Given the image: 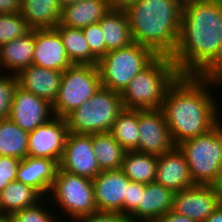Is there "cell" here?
Returning <instances> with one entry per match:
<instances>
[{"instance_id":"6da1fadb","label":"cell","mask_w":222,"mask_h":222,"mask_svg":"<svg viewBox=\"0 0 222 222\" xmlns=\"http://www.w3.org/2000/svg\"><path fill=\"white\" fill-rule=\"evenodd\" d=\"M180 75L222 76V0H184L176 51Z\"/></svg>"},{"instance_id":"7a4b0ae2","label":"cell","mask_w":222,"mask_h":222,"mask_svg":"<svg viewBox=\"0 0 222 222\" xmlns=\"http://www.w3.org/2000/svg\"><path fill=\"white\" fill-rule=\"evenodd\" d=\"M218 85L220 77L197 75H179L170 85L161 109L175 146L206 134L221 121L218 100L210 92Z\"/></svg>"},{"instance_id":"3957f363","label":"cell","mask_w":222,"mask_h":222,"mask_svg":"<svg viewBox=\"0 0 222 222\" xmlns=\"http://www.w3.org/2000/svg\"><path fill=\"white\" fill-rule=\"evenodd\" d=\"M184 0H138L124 10L133 42L157 56L172 57L176 51Z\"/></svg>"},{"instance_id":"277c9868","label":"cell","mask_w":222,"mask_h":222,"mask_svg":"<svg viewBox=\"0 0 222 222\" xmlns=\"http://www.w3.org/2000/svg\"><path fill=\"white\" fill-rule=\"evenodd\" d=\"M179 75L171 57L157 56L121 93L124 109H161L168 88Z\"/></svg>"},{"instance_id":"5b68a950","label":"cell","mask_w":222,"mask_h":222,"mask_svg":"<svg viewBox=\"0 0 222 222\" xmlns=\"http://www.w3.org/2000/svg\"><path fill=\"white\" fill-rule=\"evenodd\" d=\"M194 184L213 185L222 171V120L209 132L177 145Z\"/></svg>"},{"instance_id":"8992f818","label":"cell","mask_w":222,"mask_h":222,"mask_svg":"<svg viewBox=\"0 0 222 222\" xmlns=\"http://www.w3.org/2000/svg\"><path fill=\"white\" fill-rule=\"evenodd\" d=\"M123 110L121 93L101 87L81 107L65 117L68 131L87 135L110 132Z\"/></svg>"},{"instance_id":"52a82bcc","label":"cell","mask_w":222,"mask_h":222,"mask_svg":"<svg viewBox=\"0 0 222 222\" xmlns=\"http://www.w3.org/2000/svg\"><path fill=\"white\" fill-rule=\"evenodd\" d=\"M156 57L151 49L136 42L109 51L97 64L101 87L122 93L130 81Z\"/></svg>"},{"instance_id":"ba28073f","label":"cell","mask_w":222,"mask_h":222,"mask_svg":"<svg viewBox=\"0 0 222 222\" xmlns=\"http://www.w3.org/2000/svg\"><path fill=\"white\" fill-rule=\"evenodd\" d=\"M48 196L47 202H56L53 208L60 206L59 210L65 212L63 216L69 215L71 222H78L97 210L92 180L67 173L59 167Z\"/></svg>"},{"instance_id":"9c48e42d","label":"cell","mask_w":222,"mask_h":222,"mask_svg":"<svg viewBox=\"0 0 222 222\" xmlns=\"http://www.w3.org/2000/svg\"><path fill=\"white\" fill-rule=\"evenodd\" d=\"M101 88L97 65L73 64L64 70L60 88L52 105L54 116L65 118L81 107Z\"/></svg>"},{"instance_id":"30bf717a","label":"cell","mask_w":222,"mask_h":222,"mask_svg":"<svg viewBox=\"0 0 222 222\" xmlns=\"http://www.w3.org/2000/svg\"><path fill=\"white\" fill-rule=\"evenodd\" d=\"M138 128V147L134 151L159 156L175 147L162 109L138 110Z\"/></svg>"},{"instance_id":"8fae6325","label":"cell","mask_w":222,"mask_h":222,"mask_svg":"<svg viewBox=\"0 0 222 222\" xmlns=\"http://www.w3.org/2000/svg\"><path fill=\"white\" fill-rule=\"evenodd\" d=\"M68 133L65 118L52 117L48 122L29 132L27 156L50 158L59 165Z\"/></svg>"},{"instance_id":"7c38bea8","label":"cell","mask_w":222,"mask_h":222,"mask_svg":"<svg viewBox=\"0 0 222 222\" xmlns=\"http://www.w3.org/2000/svg\"><path fill=\"white\" fill-rule=\"evenodd\" d=\"M59 168L67 173L93 179L101 172L93 151L92 135L69 132Z\"/></svg>"},{"instance_id":"4fadbf2b","label":"cell","mask_w":222,"mask_h":222,"mask_svg":"<svg viewBox=\"0 0 222 222\" xmlns=\"http://www.w3.org/2000/svg\"><path fill=\"white\" fill-rule=\"evenodd\" d=\"M220 205L219 197L213 185L195 184L175 192L172 210L196 222L207 219Z\"/></svg>"},{"instance_id":"5bb4252c","label":"cell","mask_w":222,"mask_h":222,"mask_svg":"<svg viewBox=\"0 0 222 222\" xmlns=\"http://www.w3.org/2000/svg\"><path fill=\"white\" fill-rule=\"evenodd\" d=\"M54 117L52 104L17 87L9 118L21 129L31 132Z\"/></svg>"},{"instance_id":"9a60e30c","label":"cell","mask_w":222,"mask_h":222,"mask_svg":"<svg viewBox=\"0 0 222 222\" xmlns=\"http://www.w3.org/2000/svg\"><path fill=\"white\" fill-rule=\"evenodd\" d=\"M130 181L121 169L98 173L92 179L97 210L120 212L124 215V200Z\"/></svg>"},{"instance_id":"2e32d148","label":"cell","mask_w":222,"mask_h":222,"mask_svg":"<svg viewBox=\"0 0 222 222\" xmlns=\"http://www.w3.org/2000/svg\"><path fill=\"white\" fill-rule=\"evenodd\" d=\"M32 64L62 72L73 65L66 54L62 38L55 28L35 29Z\"/></svg>"},{"instance_id":"e0dca14e","label":"cell","mask_w":222,"mask_h":222,"mask_svg":"<svg viewBox=\"0 0 222 222\" xmlns=\"http://www.w3.org/2000/svg\"><path fill=\"white\" fill-rule=\"evenodd\" d=\"M155 182L174 192L195 185L189 173L188 163L177 146L157 156Z\"/></svg>"},{"instance_id":"ac0fdd59","label":"cell","mask_w":222,"mask_h":222,"mask_svg":"<svg viewBox=\"0 0 222 222\" xmlns=\"http://www.w3.org/2000/svg\"><path fill=\"white\" fill-rule=\"evenodd\" d=\"M62 71L30 65L17 75L18 87L53 105L60 88Z\"/></svg>"},{"instance_id":"d6986e66","label":"cell","mask_w":222,"mask_h":222,"mask_svg":"<svg viewBox=\"0 0 222 222\" xmlns=\"http://www.w3.org/2000/svg\"><path fill=\"white\" fill-rule=\"evenodd\" d=\"M58 167L59 165L50 158L26 156L20 162L16 180L48 197Z\"/></svg>"},{"instance_id":"ffe728a7","label":"cell","mask_w":222,"mask_h":222,"mask_svg":"<svg viewBox=\"0 0 222 222\" xmlns=\"http://www.w3.org/2000/svg\"><path fill=\"white\" fill-rule=\"evenodd\" d=\"M175 192L157 182L145 184L141 203L128 216L130 220H159L172 210Z\"/></svg>"},{"instance_id":"44dd1931","label":"cell","mask_w":222,"mask_h":222,"mask_svg":"<svg viewBox=\"0 0 222 222\" xmlns=\"http://www.w3.org/2000/svg\"><path fill=\"white\" fill-rule=\"evenodd\" d=\"M35 50V29L25 36L13 39L0 47V68L17 75L32 65Z\"/></svg>"},{"instance_id":"7402d4cb","label":"cell","mask_w":222,"mask_h":222,"mask_svg":"<svg viewBox=\"0 0 222 222\" xmlns=\"http://www.w3.org/2000/svg\"><path fill=\"white\" fill-rule=\"evenodd\" d=\"M110 8L109 0H82L62 9L60 24L82 29L98 23Z\"/></svg>"},{"instance_id":"603a6c76","label":"cell","mask_w":222,"mask_h":222,"mask_svg":"<svg viewBox=\"0 0 222 222\" xmlns=\"http://www.w3.org/2000/svg\"><path fill=\"white\" fill-rule=\"evenodd\" d=\"M106 44V54L130 45L133 40L130 22L124 9L110 8L99 21Z\"/></svg>"},{"instance_id":"cb8c5ba5","label":"cell","mask_w":222,"mask_h":222,"mask_svg":"<svg viewBox=\"0 0 222 222\" xmlns=\"http://www.w3.org/2000/svg\"><path fill=\"white\" fill-rule=\"evenodd\" d=\"M61 12L58 0H21L20 13L31 29L55 28Z\"/></svg>"},{"instance_id":"d4e9b609","label":"cell","mask_w":222,"mask_h":222,"mask_svg":"<svg viewBox=\"0 0 222 222\" xmlns=\"http://www.w3.org/2000/svg\"><path fill=\"white\" fill-rule=\"evenodd\" d=\"M43 198L44 196L35 188L15 180L0 191V212L11 215L15 211L37 204Z\"/></svg>"},{"instance_id":"484cf974","label":"cell","mask_w":222,"mask_h":222,"mask_svg":"<svg viewBox=\"0 0 222 222\" xmlns=\"http://www.w3.org/2000/svg\"><path fill=\"white\" fill-rule=\"evenodd\" d=\"M92 145L101 171L121 169L126 150L110 132L92 134Z\"/></svg>"},{"instance_id":"4316f807","label":"cell","mask_w":222,"mask_h":222,"mask_svg":"<svg viewBox=\"0 0 222 222\" xmlns=\"http://www.w3.org/2000/svg\"><path fill=\"white\" fill-rule=\"evenodd\" d=\"M157 156L137 151H126L121 170L133 182H155Z\"/></svg>"},{"instance_id":"83f0119b","label":"cell","mask_w":222,"mask_h":222,"mask_svg":"<svg viewBox=\"0 0 222 222\" xmlns=\"http://www.w3.org/2000/svg\"><path fill=\"white\" fill-rule=\"evenodd\" d=\"M55 29L61 36L66 54L73 64H98V60L91 53L82 29L63 26L60 23Z\"/></svg>"},{"instance_id":"f1b7e54d","label":"cell","mask_w":222,"mask_h":222,"mask_svg":"<svg viewBox=\"0 0 222 222\" xmlns=\"http://www.w3.org/2000/svg\"><path fill=\"white\" fill-rule=\"evenodd\" d=\"M28 135L29 132L10 118L0 120V156L24 159L28 151Z\"/></svg>"},{"instance_id":"f546056e","label":"cell","mask_w":222,"mask_h":222,"mask_svg":"<svg viewBox=\"0 0 222 222\" xmlns=\"http://www.w3.org/2000/svg\"><path fill=\"white\" fill-rule=\"evenodd\" d=\"M110 133L126 151H134L139 141L138 110L124 109L114 121Z\"/></svg>"},{"instance_id":"4dcf8cb0","label":"cell","mask_w":222,"mask_h":222,"mask_svg":"<svg viewBox=\"0 0 222 222\" xmlns=\"http://www.w3.org/2000/svg\"><path fill=\"white\" fill-rule=\"evenodd\" d=\"M31 30L21 13L0 14V47Z\"/></svg>"},{"instance_id":"1f68e13d","label":"cell","mask_w":222,"mask_h":222,"mask_svg":"<svg viewBox=\"0 0 222 222\" xmlns=\"http://www.w3.org/2000/svg\"><path fill=\"white\" fill-rule=\"evenodd\" d=\"M46 199L47 197H44L33 206L13 212L10 215L11 222H58L61 218H57V215H54L52 210L45 206L47 203L45 202ZM44 203L45 205H43Z\"/></svg>"},{"instance_id":"d6a6232c","label":"cell","mask_w":222,"mask_h":222,"mask_svg":"<svg viewBox=\"0 0 222 222\" xmlns=\"http://www.w3.org/2000/svg\"><path fill=\"white\" fill-rule=\"evenodd\" d=\"M18 87L16 75H0V120L9 118L15 89Z\"/></svg>"},{"instance_id":"836d02e7","label":"cell","mask_w":222,"mask_h":222,"mask_svg":"<svg viewBox=\"0 0 222 222\" xmlns=\"http://www.w3.org/2000/svg\"><path fill=\"white\" fill-rule=\"evenodd\" d=\"M82 31L91 49L92 55L99 61L106 55V44L100 23L90 24L82 28Z\"/></svg>"},{"instance_id":"e575fe53","label":"cell","mask_w":222,"mask_h":222,"mask_svg":"<svg viewBox=\"0 0 222 222\" xmlns=\"http://www.w3.org/2000/svg\"><path fill=\"white\" fill-rule=\"evenodd\" d=\"M21 160L15 157L0 156V191L16 180Z\"/></svg>"},{"instance_id":"d590c367","label":"cell","mask_w":222,"mask_h":222,"mask_svg":"<svg viewBox=\"0 0 222 222\" xmlns=\"http://www.w3.org/2000/svg\"><path fill=\"white\" fill-rule=\"evenodd\" d=\"M145 184L130 181L127 185V197L124 200V215L129 216L141 203Z\"/></svg>"},{"instance_id":"8d00e7d4","label":"cell","mask_w":222,"mask_h":222,"mask_svg":"<svg viewBox=\"0 0 222 222\" xmlns=\"http://www.w3.org/2000/svg\"><path fill=\"white\" fill-rule=\"evenodd\" d=\"M78 222H130V218L120 212L96 210Z\"/></svg>"},{"instance_id":"74e56055","label":"cell","mask_w":222,"mask_h":222,"mask_svg":"<svg viewBox=\"0 0 222 222\" xmlns=\"http://www.w3.org/2000/svg\"><path fill=\"white\" fill-rule=\"evenodd\" d=\"M21 0H0V14L20 13Z\"/></svg>"},{"instance_id":"f35d334b","label":"cell","mask_w":222,"mask_h":222,"mask_svg":"<svg viewBox=\"0 0 222 222\" xmlns=\"http://www.w3.org/2000/svg\"><path fill=\"white\" fill-rule=\"evenodd\" d=\"M159 222H196L192 218L187 216L179 215L173 210L168 211L160 217Z\"/></svg>"},{"instance_id":"ab89813d","label":"cell","mask_w":222,"mask_h":222,"mask_svg":"<svg viewBox=\"0 0 222 222\" xmlns=\"http://www.w3.org/2000/svg\"><path fill=\"white\" fill-rule=\"evenodd\" d=\"M138 0H109L111 8L125 9Z\"/></svg>"},{"instance_id":"60d3db41","label":"cell","mask_w":222,"mask_h":222,"mask_svg":"<svg viewBox=\"0 0 222 222\" xmlns=\"http://www.w3.org/2000/svg\"><path fill=\"white\" fill-rule=\"evenodd\" d=\"M202 222H222V203H220L215 211Z\"/></svg>"},{"instance_id":"b9f144b4","label":"cell","mask_w":222,"mask_h":222,"mask_svg":"<svg viewBox=\"0 0 222 222\" xmlns=\"http://www.w3.org/2000/svg\"><path fill=\"white\" fill-rule=\"evenodd\" d=\"M215 187L216 193L219 197L220 203H222V171L217 179V181L213 184Z\"/></svg>"},{"instance_id":"7bdbcfd3","label":"cell","mask_w":222,"mask_h":222,"mask_svg":"<svg viewBox=\"0 0 222 222\" xmlns=\"http://www.w3.org/2000/svg\"><path fill=\"white\" fill-rule=\"evenodd\" d=\"M81 1L82 0H58V3L60 5L61 9H63L64 7L73 5L75 3H79Z\"/></svg>"},{"instance_id":"ee69618b","label":"cell","mask_w":222,"mask_h":222,"mask_svg":"<svg viewBox=\"0 0 222 222\" xmlns=\"http://www.w3.org/2000/svg\"><path fill=\"white\" fill-rule=\"evenodd\" d=\"M0 222H11L10 215L3 214L0 212Z\"/></svg>"},{"instance_id":"f6af8a7d","label":"cell","mask_w":222,"mask_h":222,"mask_svg":"<svg viewBox=\"0 0 222 222\" xmlns=\"http://www.w3.org/2000/svg\"><path fill=\"white\" fill-rule=\"evenodd\" d=\"M130 222H159V220H130Z\"/></svg>"}]
</instances>
